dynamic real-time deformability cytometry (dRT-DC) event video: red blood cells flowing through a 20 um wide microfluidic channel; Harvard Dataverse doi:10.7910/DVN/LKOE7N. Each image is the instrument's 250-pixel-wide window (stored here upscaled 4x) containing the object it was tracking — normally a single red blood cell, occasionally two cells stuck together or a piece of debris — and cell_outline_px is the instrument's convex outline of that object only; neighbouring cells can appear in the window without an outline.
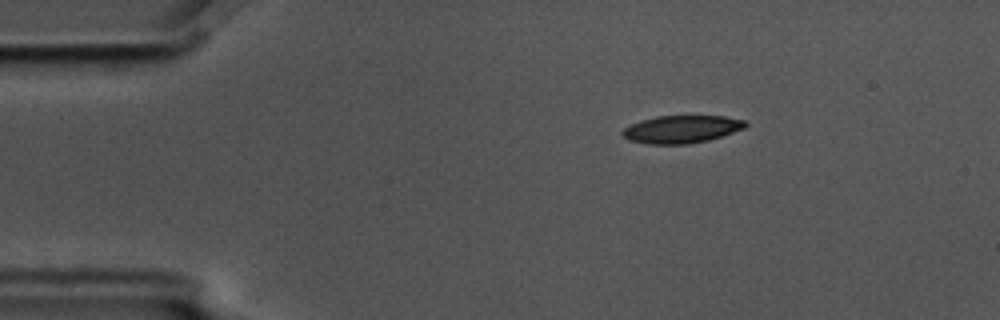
{"species": "common noctule bat (a hibernating species)", "species_latin": "Nyctalus noctula", "temperature_condition": "cold", "stored_images_in_passage": 3, "camera_frame_rate_fps": 3000, "um_per_image_px": 0.085, "animal": {"sex": "male", "body_mass_g": 17.5, "forearm_length_mm": 52.3}, "frame": {"image": 1, "passage_image": 1, "time_ms": 0.0, "image_size_px": [1000, 320], "cell_outline_px": [[748, 124], [744, 128], [708, 140], [688, 144], [648, 144], [628, 140], [620, 132], [624, 128], [640, 120], [656, 116], [724, 116], [744, 120]], "centroid_in_image_um": [57.9, 10.98], "position_along_channel_um": 27.1, "area_um2": 19.71}}
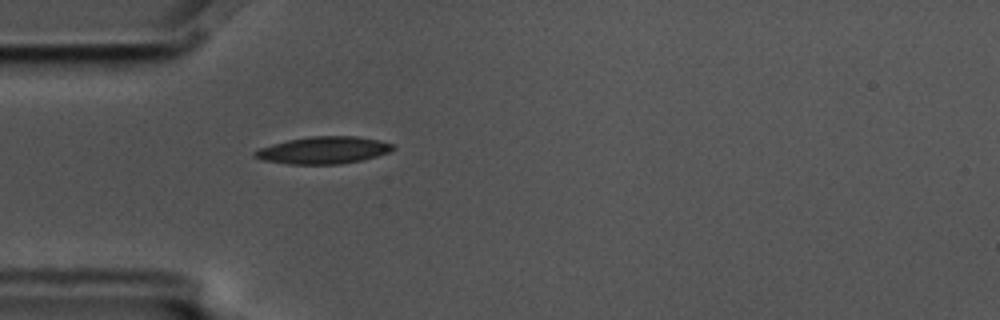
{"frame": {"image": 2, "passage_image": 3, "time_ms": 0.667, "image_size_px": [1000, 320], "cell_outline_px": [[396, 148], [388, 152], [376, 156], [360, 160], [340, 164], [288, 164], [264, 160], [252, 156], [252, 152], [260, 148], [272, 144], [288, 140], [312, 136], [360, 136], [380, 140], [396, 144]], "centroid_in_image_um": [27.52, 12.76], "position_along_channel_um": 57.5, "area_um2": 21.91}}